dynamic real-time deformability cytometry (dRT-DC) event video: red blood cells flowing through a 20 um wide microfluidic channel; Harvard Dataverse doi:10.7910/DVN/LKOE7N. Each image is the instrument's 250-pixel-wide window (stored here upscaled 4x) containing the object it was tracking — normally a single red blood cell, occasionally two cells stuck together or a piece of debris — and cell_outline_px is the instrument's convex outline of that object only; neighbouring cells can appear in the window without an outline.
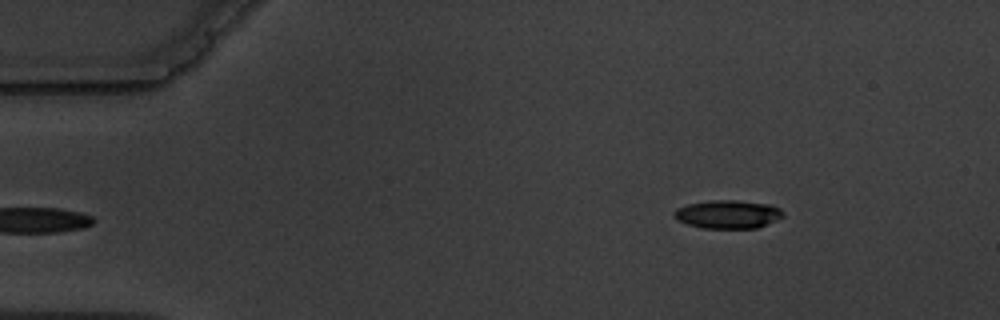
{"species": "common noctule bat (a hibernating species)", "species_latin": "Nyctalus noctula", "temperature_condition": "warm", "stored_images_in_passage": 3, "camera_frame_rate_fps": 3000, "um_per_image_px": 0.085, "animal": {"sex": "male", "body_mass_g": 19.5, "forearm_length_mm": 54.6}, "frame": {"image": 1, "passage_image": 3, "time_ms": 2.333, "image_size_px": [1000, 320], "cell_outline_px": [[784, 216], [756, 228], [700, 228], [676, 220], [672, 216], [672, 212], [676, 208], [688, 204], [712, 200], [736, 200], [768, 204], [780, 208], [784, 212]], "centroid_in_image_um": [61.82, 18.21], "position_along_channel_um": 23.2, "area_um2": 18.03}}